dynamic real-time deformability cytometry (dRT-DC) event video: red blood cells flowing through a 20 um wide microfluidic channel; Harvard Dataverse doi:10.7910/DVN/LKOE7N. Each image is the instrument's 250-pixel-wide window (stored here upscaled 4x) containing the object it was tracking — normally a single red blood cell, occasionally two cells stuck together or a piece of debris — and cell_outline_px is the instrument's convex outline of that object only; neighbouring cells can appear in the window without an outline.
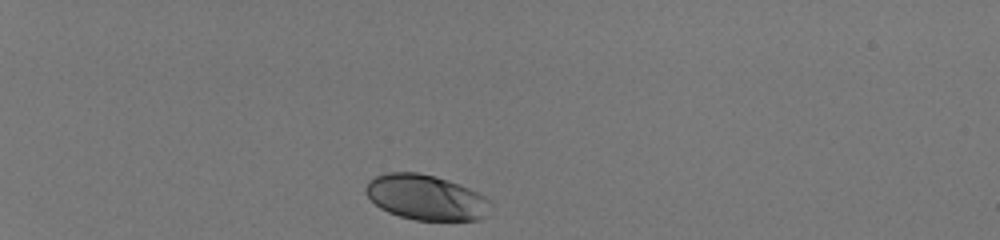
{"species": "human", "species_latin": "Homo sapiens", "temperature_condition": "room temperature", "stored_images_in_passage": 34, "camera_frame_rate_fps": 3000, "um_per_image_px": 0.085, "donor": {"sex": "male"}, "frame": {"image": 1, "passage_image": 1, "time_ms": 0.0, "image_size_px": [1000, 240], "cell_outline_px": [[492, 204], [484, 216], [476, 220], [416, 220], [400, 216], [388, 212], [380, 208], [364, 192], [364, 188], [368, 180], [376, 176], [388, 172], [416, 172], [436, 176], [448, 180], [468, 188], [484, 196]], "centroid_in_image_um": [36.17, 16.77], "position_along_channel_um": 48.8, "area_um2": 32.71}}
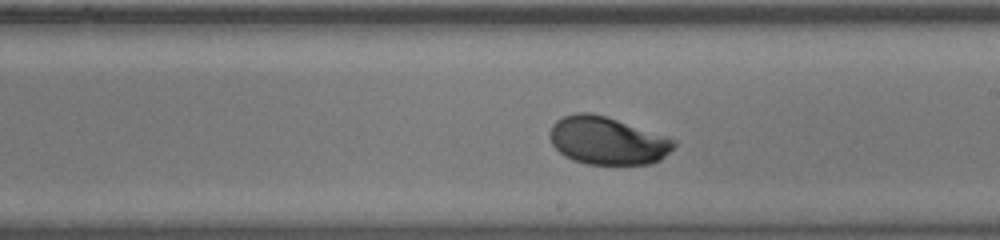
{"frame": {"image": 2, "passage_image": 20, "time_ms": 6.333, "image_size_px": [1000, 240], "cell_outline_px": [[676, 144], [660, 160], [652, 164], [584, 164], [572, 160], [564, 156], [552, 144], [552, 124], [556, 120], [564, 116], [576, 112], [592, 112], [668, 136], [676, 140]], "centroid_in_image_um": [51.64, 11.96], "position_along_channel_um": 237.4, "area_um2": 34.45}}
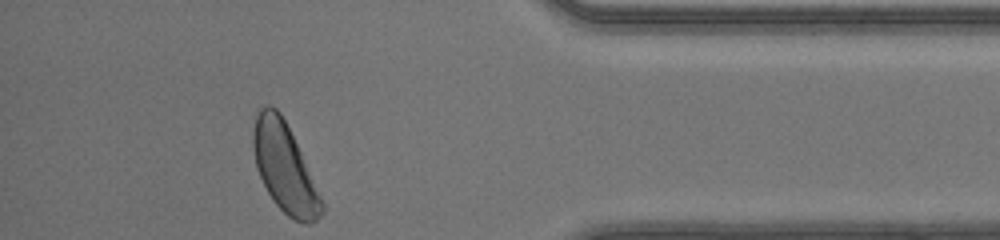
{"frame": {"image": 3, "passage_image": 34, "time_ms": 11.0, "image_size_px": [1000, 240], "cell_outline_px": [[324, 212], [312, 224], [304, 224], [292, 220], [276, 204], [268, 192], [256, 168], [252, 144], [252, 132], [256, 112], [260, 108], [268, 104], [276, 108], [280, 112], [300, 152], [324, 204]], "centroid_in_image_um": [24.16, 14.27], "position_along_channel_um": 411.0, "area_um2": 35.08}, "authors_computed_cell_mechanics": {"area_um2": 34.0442, "velocity_mm_per_s": 4.1155, "shape_relaxation_time_tau1_ms": 2.1745, "shape_relaxation_time_tau2_ms": null, "deformation_change_tau1": 0.1187, "deformation_change_tau2": null}}